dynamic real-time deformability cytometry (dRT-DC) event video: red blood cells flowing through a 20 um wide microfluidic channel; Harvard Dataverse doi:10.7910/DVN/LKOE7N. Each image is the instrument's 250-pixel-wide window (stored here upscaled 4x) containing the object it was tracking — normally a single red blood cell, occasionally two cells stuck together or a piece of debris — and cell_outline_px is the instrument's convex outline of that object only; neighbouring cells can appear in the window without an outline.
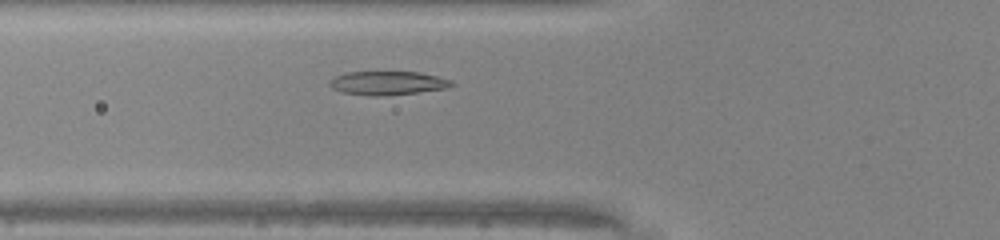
{"species": "common noctule bat (a hibernating species)", "species_latin": "Nyctalus noctula", "temperature_condition": "warm", "stored_images_in_passage": 30, "camera_frame_rate_fps": 3000, "um_per_image_px": 0.085, "animal": {"sex": "male", "body_mass_g": 20.0, "forearm_length_mm": 53.3}, "frame": {"image": 1, "passage_image": 7, "time_ms": 2.0, "image_size_px": [1000, 240], "cell_outline_px": [[456, 84], [448, 88], [384, 96], [368, 96], [340, 92], [332, 88], [328, 84], [328, 80], [336, 76], [348, 72], [420, 72], [452, 80]], "centroid_in_image_um": [32.93, 7.06], "position_along_channel_um": 92.9, "area_um2": 16.99}}
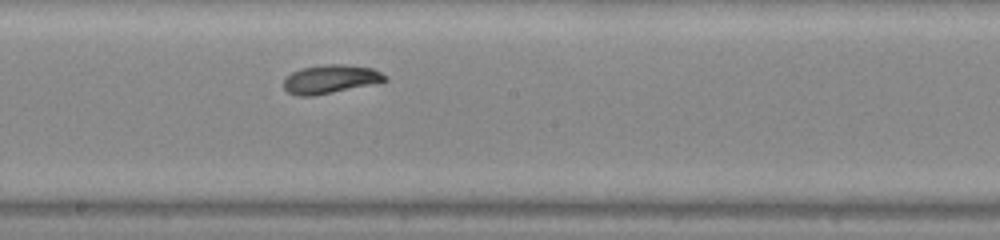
{"frame": {"image": 2, "passage_image": 16, "time_ms": 5.0, "image_size_px": [1000, 240], "cell_outline_px": [[388, 80], [332, 92], [312, 96], [296, 96], [288, 92], [284, 88], [284, 80], [292, 72], [300, 68], [324, 64], [344, 64], [372, 68], [388, 76]], "centroid_in_image_um": [28.06, 6.71], "position_along_channel_um": 220.1, "area_um2": 16.7}}
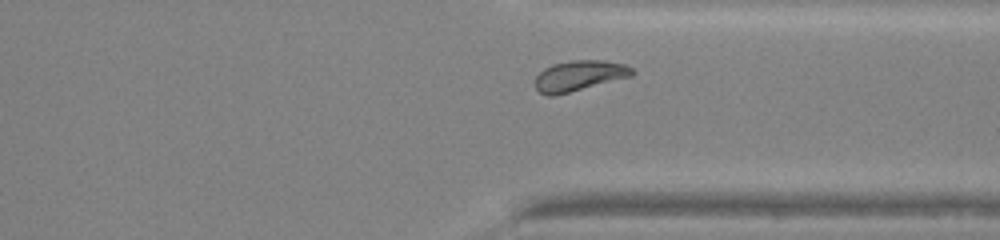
{"frame": {"image": 3, "passage_image": 26, "time_ms": 8.333, "image_size_px": [1000, 240], "cell_outline_px": [[636, 72], [632, 76], [552, 96], [548, 96], [540, 92], [532, 84], [536, 76], [544, 68], [552, 64], [572, 60], [604, 60], [624, 64], [632, 68]], "centroid_in_image_um": [49.21, 6.42], "position_along_channel_um": 362.2, "area_um2": 17.22}, "authors_computed_cell_mechanics": {"area_um2": 16.762, "velocity_mm_per_s": 4.2434, "shape_relaxation_time_tau1_ms": 2.3907, "shape_relaxation_time_tau2_ms": 5.8673, "deformation_change_tau1": 0.1232, "deformation_change_tau2": 0.0874}}